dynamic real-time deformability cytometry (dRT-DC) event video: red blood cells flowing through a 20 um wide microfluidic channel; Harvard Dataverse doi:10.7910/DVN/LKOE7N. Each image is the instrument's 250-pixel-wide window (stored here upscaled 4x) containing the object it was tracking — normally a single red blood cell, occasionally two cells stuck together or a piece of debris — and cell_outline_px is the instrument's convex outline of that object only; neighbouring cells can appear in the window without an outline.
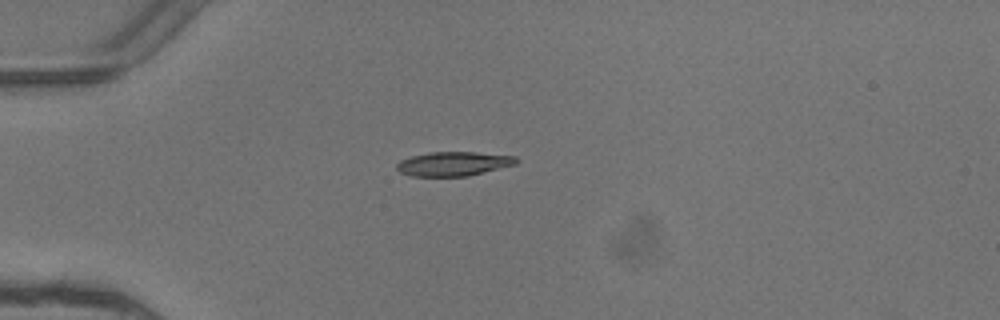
{"species": "common noctule bat (a hibernating species)", "species_latin": "Nyctalus noctula", "temperature_condition": "warm", "stored_images_in_passage": 7, "camera_frame_rate_fps": 3000, "um_per_image_px": 0.085, "animal": {"sex": "female"}, "frame": {"image": 1, "passage_image": 4, "time_ms": 1.0, "image_size_px": [1000, 320], "cell_outline_px": [[520, 160], [516, 164], [468, 176], [412, 176], [400, 172], [396, 168], [396, 164], [400, 160], [412, 156], [428, 152], [476, 152], [516, 156]], "centroid_in_image_um": [38.56, 13.91], "position_along_channel_um": 46.4, "area_um2": 16.88}}
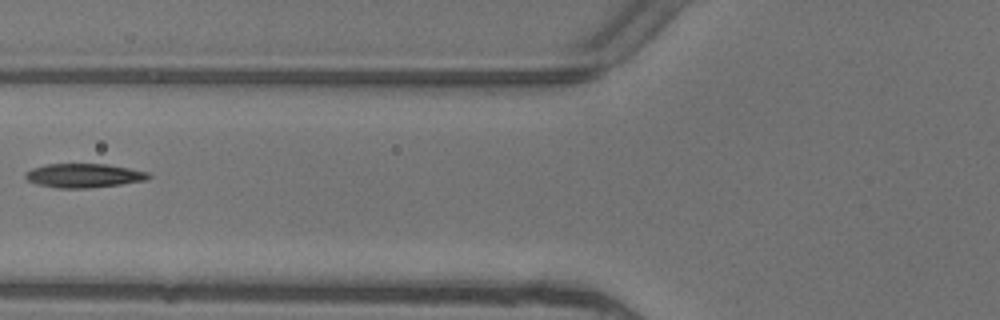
{"frame": {"image": 2, "passage_image": 6, "time_ms": 1.667, "image_size_px": [1000, 320], "cell_outline_px": [[152, 176], [148, 180], [120, 184], [88, 188], [56, 188], [36, 184], [28, 180], [24, 176], [24, 172], [32, 168], [44, 164], [108, 164], [148, 172]], "centroid_in_image_um": [7.1, 14.92], "position_along_channel_um": 118.7, "area_um2": 17.34}}
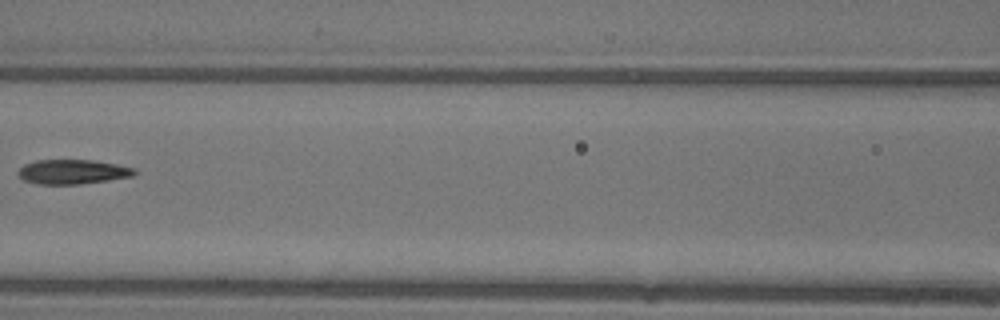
{"frame": {"image": 3, "passage_image": 7, "time_ms": 2.0, "image_size_px": [1000, 320], "cell_outline_px": [[136, 172], [132, 176], [108, 180], [80, 184], [36, 184], [24, 180], [16, 172], [24, 164], [36, 160], [92, 160], [116, 164], [136, 168]], "centroid_in_image_um": [6.16, 14.6], "position_along_channel_um": 160.4, "area_um2": 16.59}}